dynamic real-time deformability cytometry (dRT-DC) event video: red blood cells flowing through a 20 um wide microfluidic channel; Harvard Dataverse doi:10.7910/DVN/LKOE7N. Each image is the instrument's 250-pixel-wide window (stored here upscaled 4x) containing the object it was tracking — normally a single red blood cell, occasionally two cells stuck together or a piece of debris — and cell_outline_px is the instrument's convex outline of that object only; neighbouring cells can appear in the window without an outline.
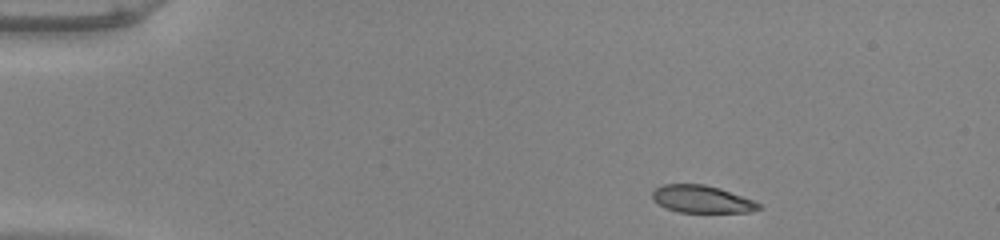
{"species": "common noctule bat (a hibernating species)", "species_latin": "Nyctalus noctula", "temperature_condition": "warm", "stored_images_in_passage": 45, "camera_frame_rate_fps": 3000, "um_per_image_px": 0.085, "animal": {"sex": "male", "body_mass_g": 20.0, "forearm_length_mm": 53.3}, "frame": {"image": 1, "passage_image": 1, "time_ms": 0.0, "image_size_px": [1000, 240], "cell_outline_px": [[760, 208], [748, 212], [680, 212], [668, 208], [652, 200], [652, 192], [656, 188], [664, 184], [704, 184], [720, 188], [752, 200], [760, 204]], "centroid_in_image_um": [59.63, 16.92], "position_along_channel_um": 25.4, "area_um2": 16.7}}
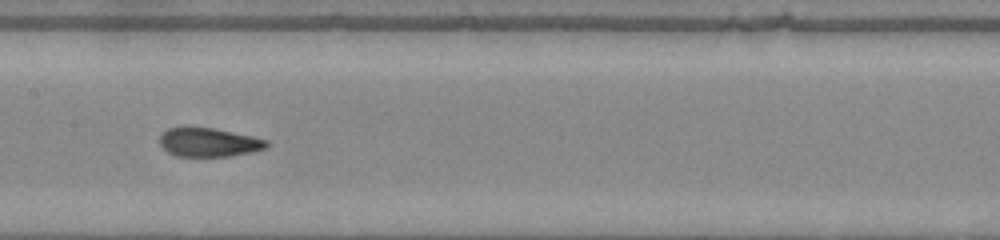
{"frame": {"image": 2, "passage_image": 20, "time_ms": 6.333, "image_size_px": [1000, 240], "cell_outline_px": [[268, 148], [252, 152], [228, 156], [176, 156], [168, 152], [160, 144], [160, 136], [168, 128], [212, 128], [252, 136], [268, 140]], "centroid_in_image_um": [17.78, 12.11], "position_along_channel_um": 189.6, "area_um2": 17.69}}
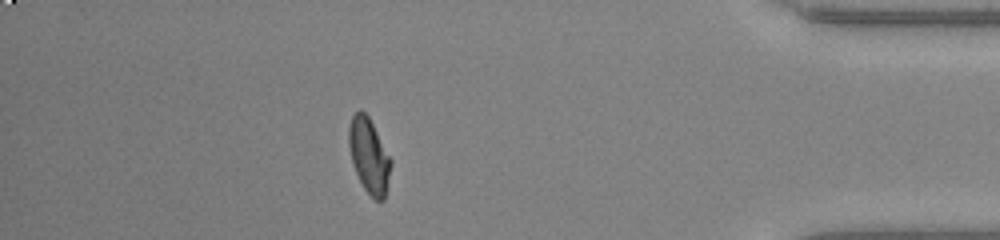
{"frame": {"image": 3, "passage_image": 39, "time_ms": 12.667, "image_size_px": [1000, 240], "cell_outline_px": [[392, 164], [384, 200], [376, 200], [364, 188], [356, 172], [352, 160], [348, 144], [348, 128], [352, 116], [360, 108], [368, 116], [392, 160]], "centroid_in_image_um": [31.37, 13.21], "position_along_channel_um": 403.8, "area_um2": 18.09}, "authors_computed_cell_mechanics": {"area_um2": 18.4382, "velocity_mm_per_s": 3.9933, "shape_relaxation_time_tau1_ms": 9.114, "shape_relaxation_time_tau2_ms": null, "deformation_change_tau1": 0.3071, "deformation_change_tau2": null}}